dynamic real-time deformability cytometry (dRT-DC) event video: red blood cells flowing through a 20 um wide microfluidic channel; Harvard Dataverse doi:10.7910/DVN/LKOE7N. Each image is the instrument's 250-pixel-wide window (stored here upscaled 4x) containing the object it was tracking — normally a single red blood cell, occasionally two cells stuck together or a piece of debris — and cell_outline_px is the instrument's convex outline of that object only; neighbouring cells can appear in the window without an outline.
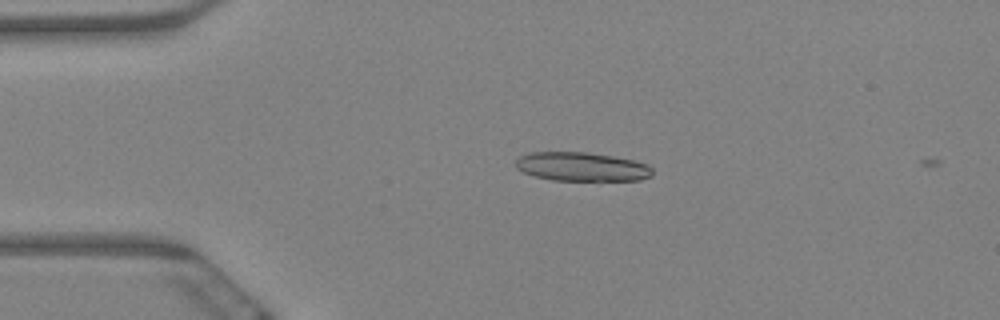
{"species": "Egyptian fruit bat (a non-hibernating species)", "species_latin": "Rousettus aegyptiacus", "temperature_condition": "warm", "stored_images_in_passage": 2, "camera_frame_rate_fps": 3000, "um_per_image_px": 0.085, "animal": {"sex": "female"}, "frame": {"image": 1, "passage_image": 1, "time_ms": 0.0, "image_size_px": [1000, 320], "cell_outline_px": [[652, 176], [640, 180], [552, 180], [532, 176], [516, 168], [516, 160], [520, 156], [528, 152], [588, 152], [636, 160], [648, 164], [652, 168]], "centroid_in_image_um": [49.46, 14.16], "position_along_channel_um": 35.5, "area_um2": 23.18}}